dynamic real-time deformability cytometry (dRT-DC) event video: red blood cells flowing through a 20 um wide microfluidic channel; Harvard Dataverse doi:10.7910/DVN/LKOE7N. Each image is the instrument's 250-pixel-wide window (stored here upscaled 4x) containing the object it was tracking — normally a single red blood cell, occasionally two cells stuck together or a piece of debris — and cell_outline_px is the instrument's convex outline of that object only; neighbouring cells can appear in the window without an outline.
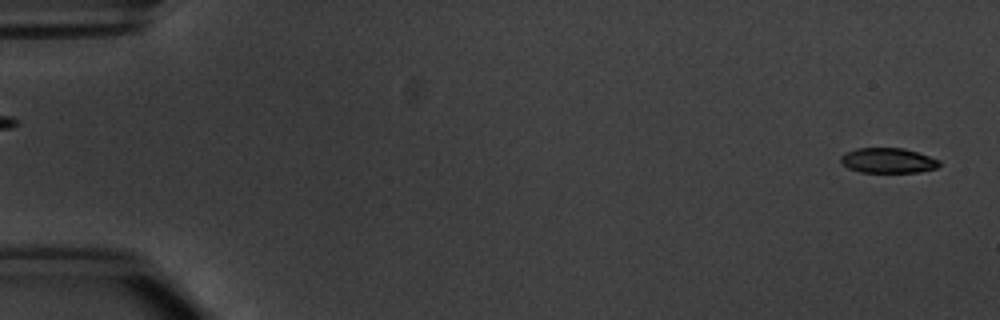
{"species": "common noctule bat (a hibernating species)", "species_latin": "Nyctalus noctula", "temperature_condition": "warm", "stored_images_in_passage": 5, "segment_of_instrument_passage": [2, 2], "camera_frame_rate_fps": 3000, "um_per_image_px": 0.085, "animal": {"sex": "male", "body_mass_g": 20.1, "forearm_length_mm": 53.5}, "frame": {"image": 1, "passage_image": 5, "time_ms": 5.333, "image_size_px": [1000, 320], "cell_outline_px": [[940, 164], [936, 168], [920, 172], [860, 172], [848, 168], [840, 164], [840, 156], [856, 148], [904, 148], [940, 160]], "centroid_in_image_um": [75.45, 13.65], "position_along_channel_um": 9.5, "area_um2": 14.39}}